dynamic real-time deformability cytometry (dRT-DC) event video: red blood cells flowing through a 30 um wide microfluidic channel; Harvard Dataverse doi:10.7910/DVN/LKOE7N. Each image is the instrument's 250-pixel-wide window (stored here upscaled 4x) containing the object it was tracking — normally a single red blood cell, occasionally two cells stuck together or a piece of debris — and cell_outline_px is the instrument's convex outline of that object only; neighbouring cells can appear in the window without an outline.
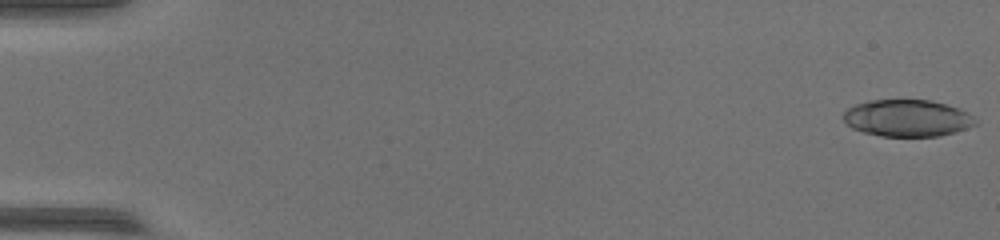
{"species": "common noctule bat (a hibernating species)", "species_latin": "Nyctalus noctula", "temperature_condition": "warm", "stored_images_in_passage": 53, "camera_frame_rate_fps": 3000, "um_per_image_px": 0.085, "animal": {"sex": "female", "body_mass_g": 17.0, "forearm_length_mm": 48.0}, "frame": {"image": 1, "passage_image": 1, "time_ms": 0.0, "image_size_px": [1000, 240], "cell_outline_px": [[980, 120], [976, 124], [940, 136], [880, 136], [864, 132], [852, 128], [844, 120], [844, 112], [848, 108], [856, 104], [868, 100], [932, 100], [948, 104], [968, 112]], "centroid_in_image_um": [77.15, 10.03], "position_along_channel_um": 7.9, "area_um2": 28.38}}
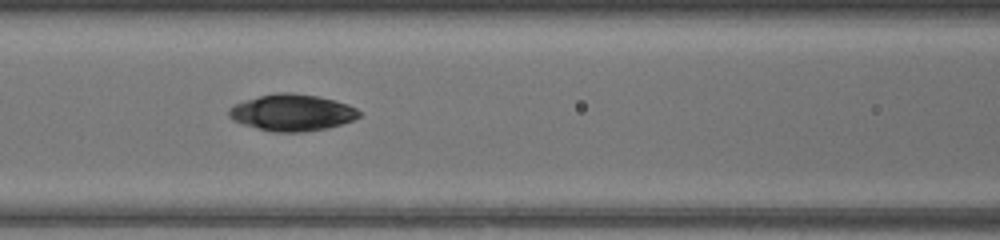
{"frame": {"image": 2, "passage_image": 24, "time_ms": 7.667, "image_size_px": [1000, 240], "cell_outline_px": [[360, 116], [352, 120], [328, 128], [304, 132], [272, 132], [244, 124], [232, 120], [228, 116], [228, 108], [244, 100], [260, 96], [280, 92], [288, 92], [316, 96], [348, 104], [356, 108], [360, 112]], "centroid_in_image_um": [24.81, 9.58], "position_along_channel_um": 141.8, "area_um2": 27.57}}
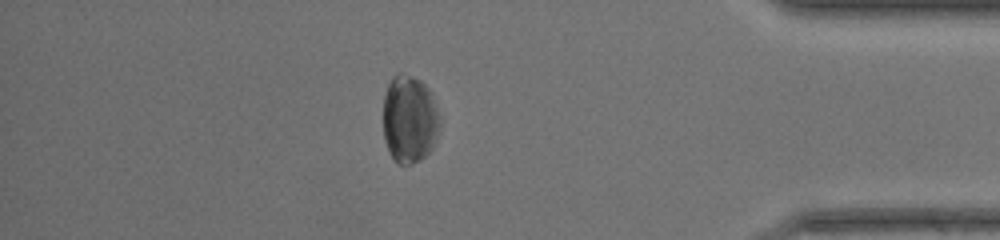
{"frame": {"image": 3, "passage_image": 46, "time_ms": 15.0, "image_size_px": [1000, 240], "cell_outline_px": [[440, 124], [432, 148], [420, 160], [412, 164], [396, 164], [384, 140], [384, 96], [388, 84], [392, 76], [400, 72], [420, 80], [428, 88], [432, 96], [440, 116]], "centroid_in_image_um": [34.8, 10.13], "position_along_channel_um": 400.4, "area_um2": 28.9}}